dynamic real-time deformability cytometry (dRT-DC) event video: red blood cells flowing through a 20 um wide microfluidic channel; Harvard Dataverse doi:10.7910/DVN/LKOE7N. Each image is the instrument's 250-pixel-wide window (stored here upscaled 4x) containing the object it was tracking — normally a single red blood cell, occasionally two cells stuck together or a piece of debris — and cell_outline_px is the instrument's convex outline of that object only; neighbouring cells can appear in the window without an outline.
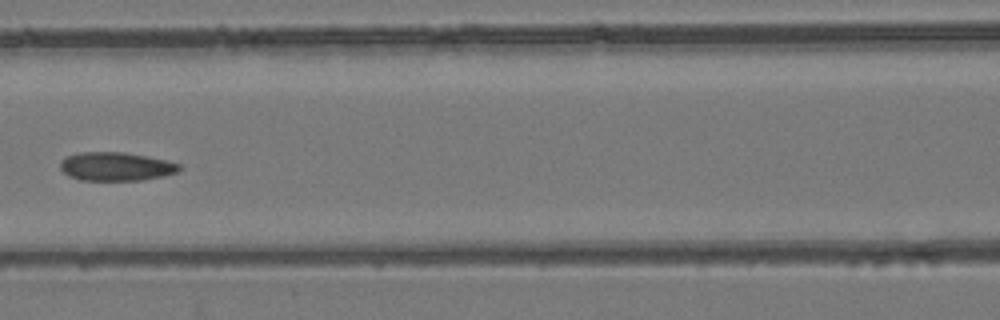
{"species": "common noctule bat (a hibernating species)", "species_latin": "Nyctalus noctula", "temperature_condition": "room temperature", "stored_images_in_passage": 8, "camera_frame_rate_fps": 3000, "um_per_image_px": 0.085, "animal": {"sex": "female", "body_mass_g": 24.6, "forearm_length_mm": 56.2}, "frame": {"image": 1, "passage_image": 7, "time_ms": 8.0, "image_size_px": [1000, 320], "cell_outline_px": [[180, 168], [176, 172], [144, 180], [80, 180], [68, 176], [60, 168], [60, 160], [68, 156], [80, 152], [124, 152], [168, 160], [180, 164]], "centroid_in_image_um": [9.83, 14.15], "position_along_channel_um": 156.8, "area_um2": 19.77}}
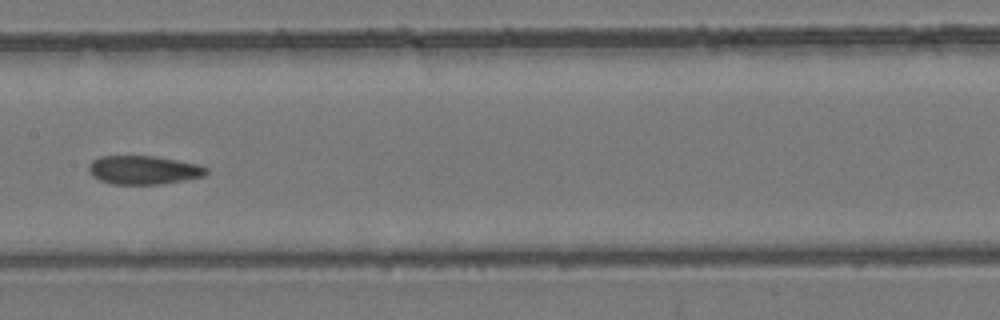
{"frame": {"image": 2, "passage_image": 8, "time_ms": 9.0, "image_size_px": [1000, 320], "cell_outline_px": [[208, 172], [204, 176], [184, 180], [160, 184], [112, 184], [100, 180], [92, 176], [88, 172], [88, 164], [92, 160], [100, 156], [156, 156], [196, 164], [208, 168]], "centroid_in_image_um": [12.17, 14.45], "position_along_channel_um": 195.2, "area_um2": 19.65}}